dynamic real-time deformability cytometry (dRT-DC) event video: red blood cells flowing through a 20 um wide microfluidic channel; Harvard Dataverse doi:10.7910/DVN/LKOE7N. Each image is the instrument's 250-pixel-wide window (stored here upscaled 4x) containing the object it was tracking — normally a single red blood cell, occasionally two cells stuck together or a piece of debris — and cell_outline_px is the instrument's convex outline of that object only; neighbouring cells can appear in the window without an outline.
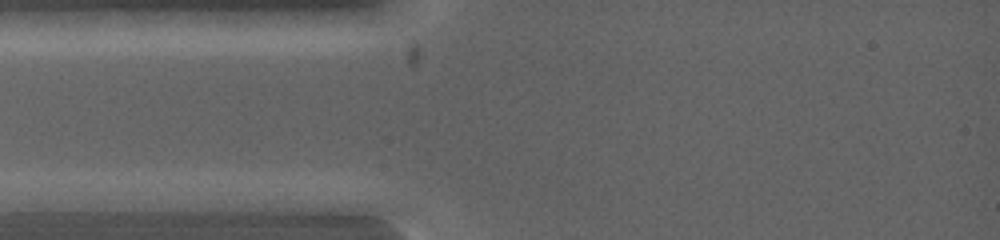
{"species": "common noctule bat (a hibernating species)", "species_latin": "Nyctalus noctula", "temperature_condition": "warm", "stored_images_in_passage": 3, "camera_frame_rate_fps": 5000, "um_per_image_px": 0.085, "animal": {"sex": "female", "body_mass_g": 19.0, "forearm_length_mm": 53.3}, "frame": {"image": 1, "passage_image": 2, "time_ms": 0.2, "image_size_px": [1000, 240], "cell_outline_px": [[124, 200], [116, 212], [16, 212], [12, 200], [20, 192], [100, 192]], "centroid_in_image_um": [5.61, 17.19], "position_along_channel_um": 79.4, "area_um2": 14.74}}